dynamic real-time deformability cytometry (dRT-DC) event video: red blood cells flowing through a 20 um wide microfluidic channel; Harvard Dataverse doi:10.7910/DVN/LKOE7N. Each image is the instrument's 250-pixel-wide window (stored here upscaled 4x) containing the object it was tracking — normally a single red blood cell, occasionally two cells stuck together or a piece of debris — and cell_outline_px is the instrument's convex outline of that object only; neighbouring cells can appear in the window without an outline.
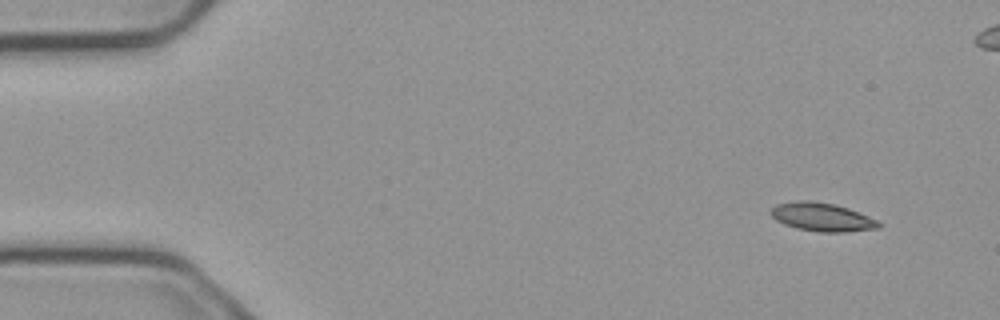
{"species": "common noctule bat (a hibernating species)", "species_latin": "Nyctalus noctula", "temperature_condition": "cold", "stored_images_in_passage": 6, "camera_frame_rate_fps": 3000, "um_per_image_px": 0.085, "animal": {"sex": "male", "body_mass_g": 23.1, "forearm_length_mm": 52.7}, "frame": {"image": 1, "passage_image": 1, "time_ms": 0.0, "image_size_px": [1000, 320], "cell_outline_px": [[880, 228], [844, 232], [820, 232], [796, 228], [784, 224], [776, 220], [768, 212], [776, 204], [796, 200], [812, 200], [836, 204], [848, 208], [868, 216], [876, 220], [880, 224]], "centroid_in_image_um": [69.83, 18.43], "position_along_channel_um": 15.2, "area_um2": 17.98}}
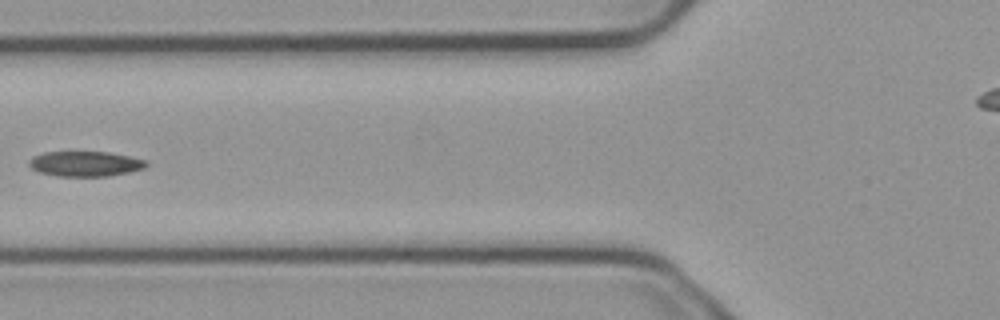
{"frame": {"image": 2, "passage_image": 6, "time_ms": 1.667, "image_size_px": [1000, 320], "cell_outline_px": [[148, 164], [144, 168], [128, 172], [108, 176], [56, 176], [40, 172], [32, 168], [28, 164], [28, 160], [32, 156], [44, 152], [108, 152], [148, 160]], "centroid_in_image_um": [7.23, 13.92], "position_along_channel_um": 118.6, "area_um2": 17.17}}